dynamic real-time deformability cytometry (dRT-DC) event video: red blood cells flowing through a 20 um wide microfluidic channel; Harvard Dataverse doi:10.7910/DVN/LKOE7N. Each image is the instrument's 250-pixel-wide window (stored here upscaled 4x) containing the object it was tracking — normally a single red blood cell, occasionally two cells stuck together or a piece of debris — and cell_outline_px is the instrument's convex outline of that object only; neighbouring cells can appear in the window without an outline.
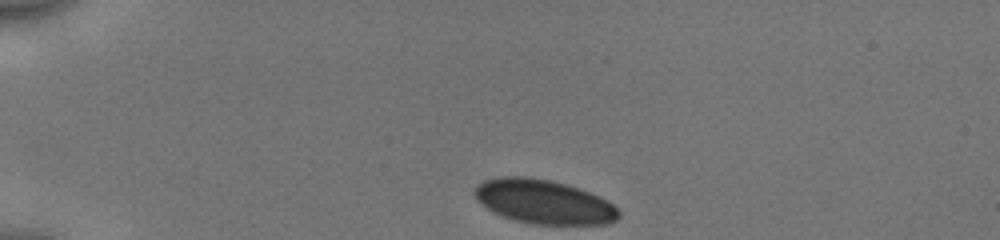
{"species": "human", "species_latin": "Homo sapiens", "temperature_condition": "cold", "stored_images_in_passage": 41, "camera_frame_rate_fps": 3000, "um_per_image_px": 0.085, "donor": {"sex": "male"}, "frame": {"image": 1, "passage_image": 1, "time_ms": 0.0, "image_size_px": [1000, 240], "cell_outline_px": [[620, 216], [616, 220], [608, 224], [532, 224], [516, 220], [492, 212], [480, 204], [476, 200], [472, 192], [484, 180], [500, 176], [524, 176], [548, 180], [580, 188], [612, 204], [620, 212]], "centroid_in_image_um": [46.17, 17.15], "position_along_channel_um": 38.8, "area_um2": 36.82}}
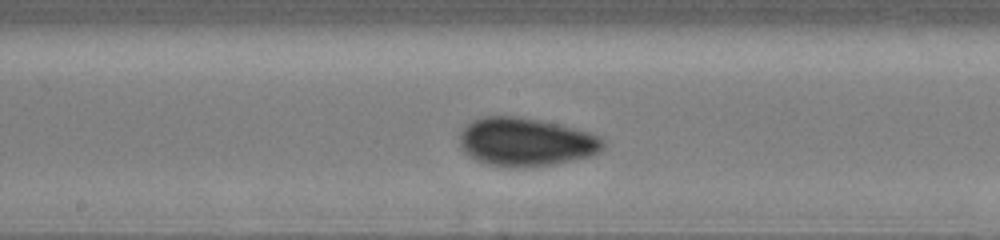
{"frame": {"image": 2, "passage_image": 18, "time_ms": 5.667, "image_size_px": [1000, 240], "cell_outline_px": [[604, 144], [600, 152], [588, 156], [572, 160], [552, 164], [520, 168], [512, 168], [484, 164], [468, 156], [460, 144], [460, 132], [472, 120], [480, 116], [516, 116], [540, 120], [560, 124], [588, 132], [600, 136], [604, 140]], "centroid_in_image_um": [44.67, 12.07], "position_along_channel_um": 203.5, "area_um2": 40.63}}
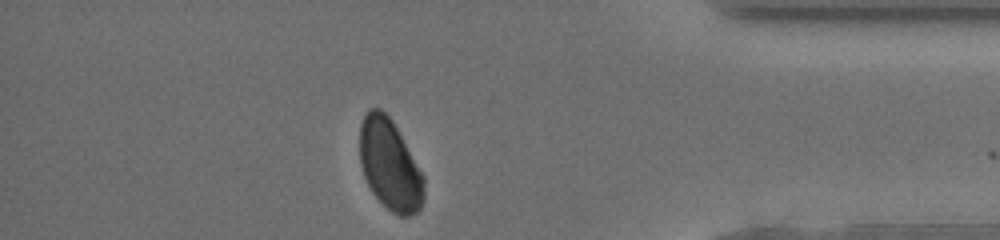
{"frame": {"image": 3, "passage_image": 35, "time_ms": 11.333, "image_size_px": [1000, 240], "cell_outline_px": [[424, 200], [420, 208], [416, 212], [408, 216], [400, 216], [392, 212], [372, 192], [364, 176], [360, 164], [360, 124], [368, 108], [380, 108], [392, 120], [424, 176]], "centroid_in_image_um": [33.13, 14.0], "position_along_channel_um": 402.1, "area_um2": 33.76}, "authors_computed_cell_mechanics": {"area_um2": 38.148, "velocity_mm_per_s": 3.9372, "shape_relaxation_time_tau1_ms": 10.982, "shape_relaxation_time_tau2_ms": 0.6301, "deformation_change_tau1": 0.1048, "deformation_change_tau2": 0.0343}}